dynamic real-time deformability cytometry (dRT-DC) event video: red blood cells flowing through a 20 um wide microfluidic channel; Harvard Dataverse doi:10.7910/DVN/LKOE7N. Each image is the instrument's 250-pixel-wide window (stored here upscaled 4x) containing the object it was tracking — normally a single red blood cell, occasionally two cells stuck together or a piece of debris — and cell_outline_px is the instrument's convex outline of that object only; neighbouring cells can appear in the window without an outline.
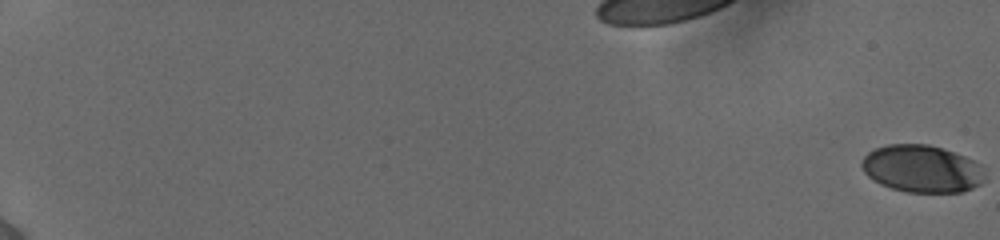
{"species": "human", "species_latin": "Homo sapiens", "temperature_condition": "cold", "stored_images_in_passage": 28, "camera_frame_rate_fps": 3000, "um_per_image_px": 0.085, "donor": {"sex": "female"}, "frame": {"image": 1, "passage_image": 1, "time_ms": 0.0, "image_size_px": [1000, 240], "cell_outline_px": [[984, 180], [980, 184], [964, 192], [908, 192], [892, 188], [880, 184], [868, 176], [864, 172], [860, 164], [860, 160], [868, 152], [876, 148], [888, 144], [928, 144], [944, 148], [964, 156], [980, 164], [984, 168]], "centroid_in_image_um": [78.36, 14.34], "position_along_channel_um": 6.6, "area_um2": 34.16}}
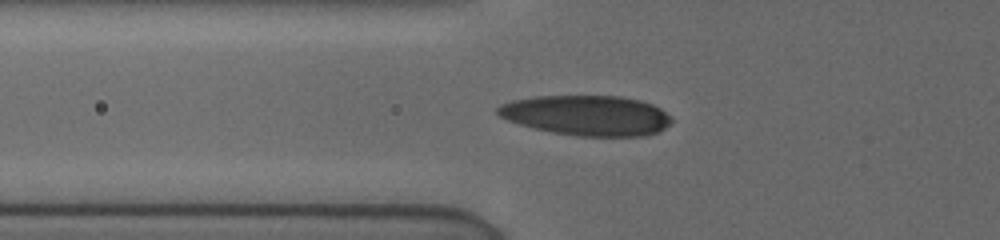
{"frame": {"image": 2, "passage_image": 25, "time_ms": 8.0, "image_size_px": [1000, 240], "cell_outline_px": [[672, 120], [664, 128], [656, 132], [644, 136], [576, 136], [552, 132], [532, 128], [508, 120], [500, 116], [496, 112], [496, 108], [500, 104], [512, 100], [536, 96], [620, 96], [640, 100], [652, 104], [660, 108]], "centroid_in_image_um": [49.84, 9.8], "position_along_channel_um": 76.0, "area_um2": 40.58}}
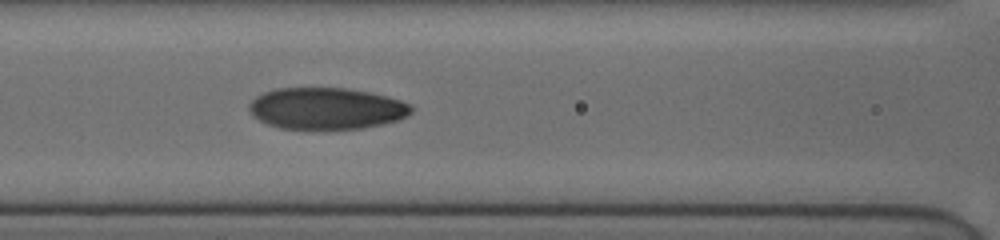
{"frame": {"image": 3, "passage_image": 28, "time_ms": 9.667, "image_size_px": [1000, 240], "cell_outline_px": [[412, 112], [396, 120], [384, 124], [364, 128], [280, 128], [268, 124], [252, 116], [248, 112], [248, 104], [256, 96], [264, 92], [276, 88], [344, 88], [368, 92], [400, 100], [412, 104]], "centroid_in_image_um": [27.7, 9.21], "position_along_channel_um": 138.9, "area_um2": 39.07}}